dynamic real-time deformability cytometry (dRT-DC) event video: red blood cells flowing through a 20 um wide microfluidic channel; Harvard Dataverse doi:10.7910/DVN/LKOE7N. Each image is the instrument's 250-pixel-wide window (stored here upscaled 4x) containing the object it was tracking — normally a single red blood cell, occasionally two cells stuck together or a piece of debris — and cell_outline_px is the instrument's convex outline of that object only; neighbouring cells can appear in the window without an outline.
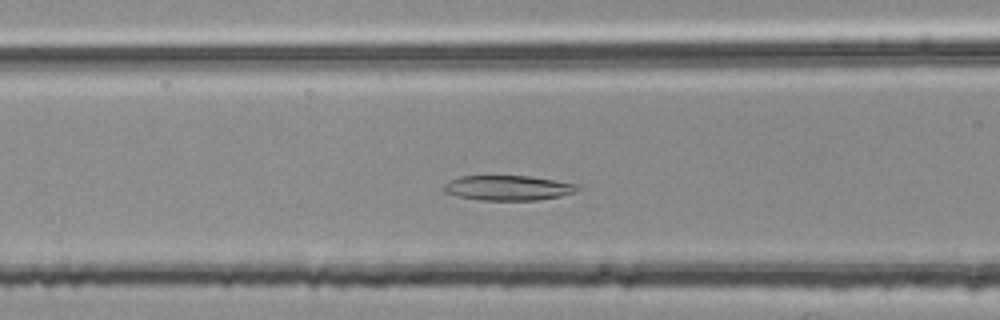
{"species": "common noctule bat (a hibernating species)", "species_latin": "Nyctalus noctula", "temperature_condition": "room temperature", "stored_images_in_passage": 47, "camera_frame_rate_fps": 3000, "um_per_image_px": 0.085, "animal": {"sex": "female", "body_mass_g": 25.1}, "frame": {"image": 1, "passage_image": 17, "time_ms": 5.333, "image_size_px": [1000, 320], "cell_outline_px": [[580, 188], [576, 192], [560, 196], [536, 200], [480, 200], [456, 196], [444, 192], [444, 184], [460, 176], [528, 176], [580, 184]], "centroid_in_image_um": [43.21, 15.97], "position_along_channel_um": 123.4, "area_um2": 19.42}}
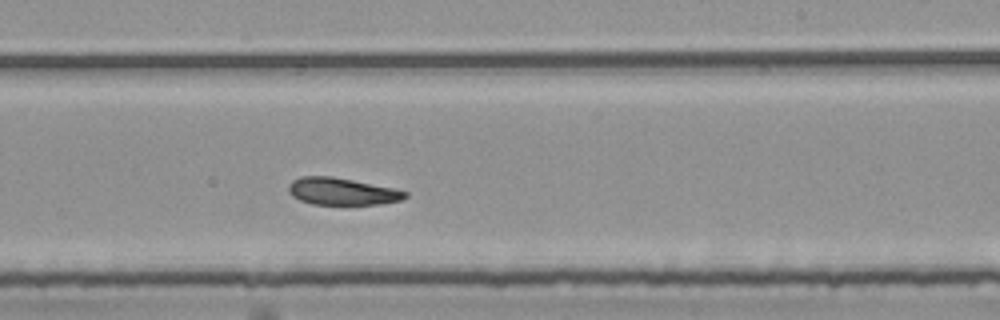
{"frame": {"image": 2, "passage_image": 28, "time_ms": 9.0, "image_size_px": [1000, 320], "cell_outline_px": [[408, 196], [400, 200], [380, 204], [312, 204], [300, 200], [292, 196], [288, 192], [288, 184], [292, 180], [300, 176], [332, 176], [392, 188], [408, 192]], "centroid_in_image_um": [29.02, 16.26], "position_along_channel_um": 260.0, "area_um2": 18.32}}
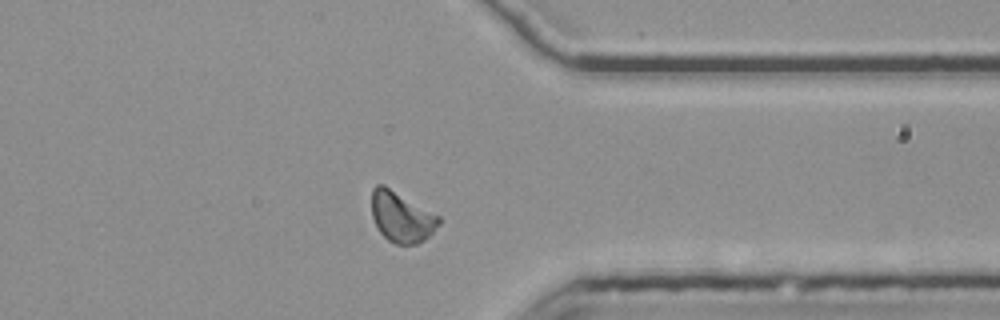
{"frame": {"image": 3, "passage_image": 38, "time_ms": 12.333, "image_size_px": [1000, 320], "cell_outline_px": [[440, 224], [424, 240], [416, 244], [396, 244], [388, 240], [380, 232], [372, 216], [372, 188], [376, 184], [384, 184], [440, 216]], "centroid_in_image_um": [34.12, 18.42], "position_along_channel_um": 377.3, "area_um2": 19.71}, "authors_computed_cell_mechanics": {"area_um2": 19.363, "velocity_mm_per_s": 3.7322, "shape_relaxation_time_tau1_ms": null, "shape_relaxation_time_tau2_ms": 3.9569, "deformation_change_tau1": null, "deformation_change_tau2": 0.1035}}